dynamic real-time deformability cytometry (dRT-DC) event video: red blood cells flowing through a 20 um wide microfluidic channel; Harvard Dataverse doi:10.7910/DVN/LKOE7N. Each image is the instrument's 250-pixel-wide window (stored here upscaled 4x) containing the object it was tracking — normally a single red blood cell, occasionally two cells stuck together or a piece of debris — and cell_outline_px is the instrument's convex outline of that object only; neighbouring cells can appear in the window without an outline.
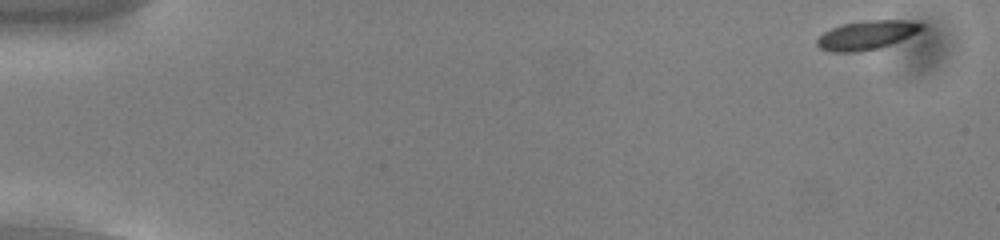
{"species": "common noctule bat (a hibernating species)", "species_latin": "Nyctalus noctula", "temperature_condition": "cold", "stored_images_in_passage": 53, "camera_frame_rate_fps": 3000, "um_per_image_px": 0.085, "animal": {"sex": "male", "body_mass_g": 13.0, "forearm_length_mm": 53.1}, "frame": {"image": 1, "passage_image": 1, "time_ms": 0.0, "image_size_px": [1000, 240], "cell_outline_px": [[924, 28], [900, 40], [880, 48], [856, 52], [832, 52], [820, 48], [816, 44], [816, 40], [824, 32], [832, 28], [844, 24], [864, 20], [904, 20], [924, 24]], "centroid_in_image_um": [73.64, 2.98], "position_along_channel_um": 11.4, "area_um2": 17.4}}
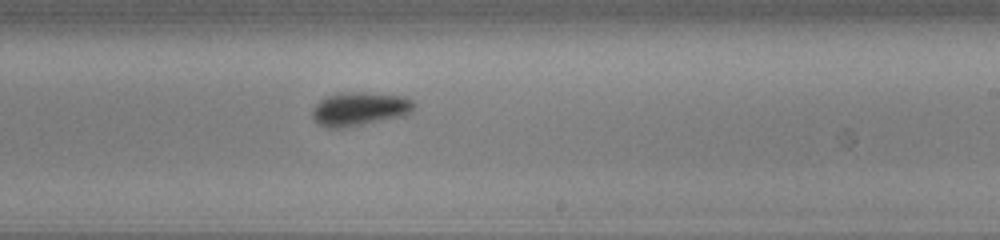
{"frame": {"image": 2, "passage_image": 32, "time_ms": 10.333, "image_size_px": [1000, 240], "cell_outline_px": [[416, 108], [412, 112], [404, 116], [340, 128], [328, 128], [320, 124], [312, 116], [312, 108], [320, 100], [328, 96], [340, 92], [368, 92], [404, 96], [412, 100], [416, 104]], "centroid_in_image_um": [30.61, 9.24], "position_along_channel_um": 258.4, "area_um2": 20.0}}
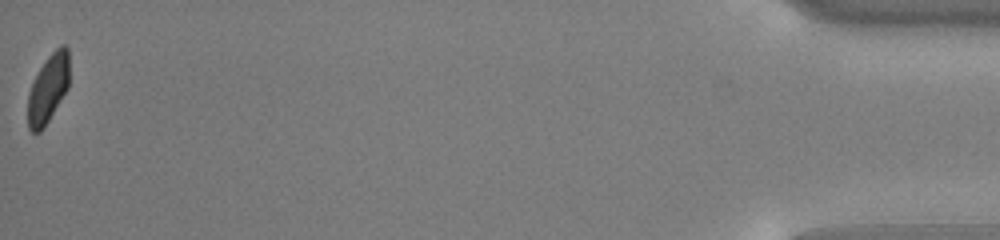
{"frame": {"image": 3, "passage_image": 53, "time_ms": 17.333, "image_size_px": [1000, 240], "cell_outline_px": [[68, 88], [44, 128], [40, 132], [32, 132], [28, 128], [28, 92], [40, 68], [48, 56], [60, 44], [64, 44], [68, 48]], "centroid_in_image_um": [4.09, 7.54], "position_along_channel_um": 431.1, "area_um2": 16.42}, "authors_computed_cell_mechanics": {"area_um2": 18.1492, "velocity_mm_per_s": 3.8079, "shape_relaxation_time_tau1_ms": 1.8036, "shape_relaxation_time_tau2_ms": 8.9546, "deformation_change_tau1": 0.1058, "deformation_change_tau2": 0.1202}}